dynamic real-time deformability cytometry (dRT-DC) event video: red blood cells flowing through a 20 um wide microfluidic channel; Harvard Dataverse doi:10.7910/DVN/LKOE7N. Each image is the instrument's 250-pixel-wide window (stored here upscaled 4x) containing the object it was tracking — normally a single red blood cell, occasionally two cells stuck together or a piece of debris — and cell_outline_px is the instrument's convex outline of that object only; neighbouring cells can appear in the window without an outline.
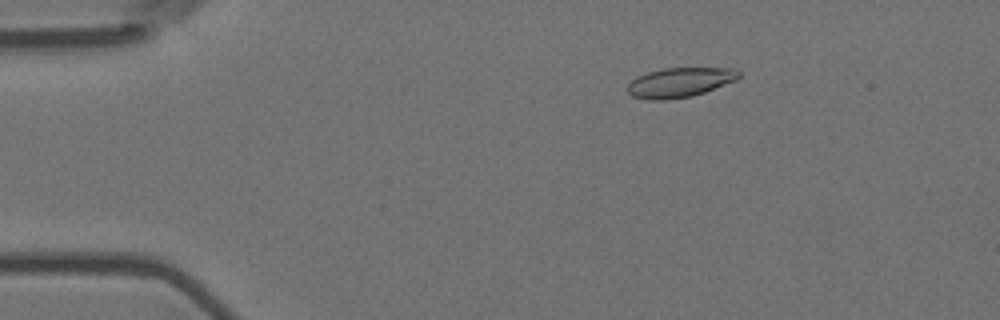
{"species": "Egyptian fruit bat (a non-hibernating species)", "species_latin": "Rousettus aegyptiacus", "temperature_condition": "room temperature", "stored_images_in_passage": 56, "camera_frame_rate_fps": 3000, "um_per_image_px": 0.085, "animal": {"sex": "female"}, "frame": {"image": 1, "passage_image": 10, "time_ms": 3.0, "image_size_px": [1000, 320], "cell_outline_px": [[740, 76], [736, 80], [704, 92], [692, 96], [668, 100], [648, 100], [632, 96], [628, 92], [628, 84], [636, 76], [648, 72], [664, 68], [736, 68], [740, 72]], "centroid_in_image_um": [57.77, 7.0], "position_along_channel_um": 27.2, "area_um2": 19.25}}
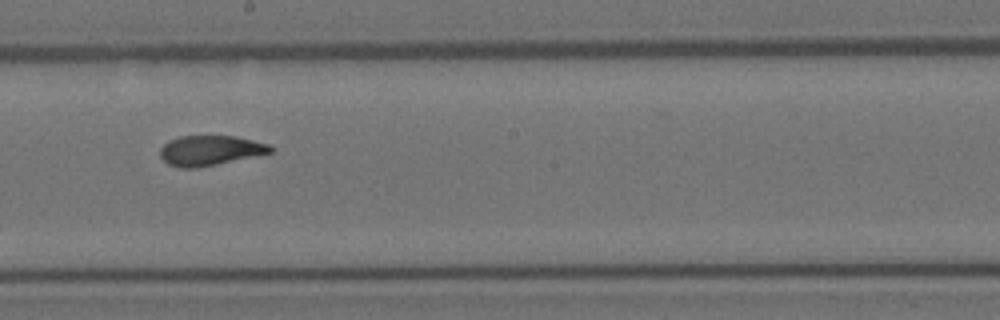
{"frame": {"image": 2, "passage_image": 32, "time_ms": 10.333, "image_size_px": [1000, 320], "cell_outline_px": [[272, 152], [216, 164], [196, 168], [180, 168], [168, 164], [160, 156], [160, 148], [168, 140], [180, 136], [236, 136], [268, 144], [272, 148]], "centroid_in_image_um": [17.81, 12.78], "position_along_channel_um": 230.4, "area_um2": 19.07}}
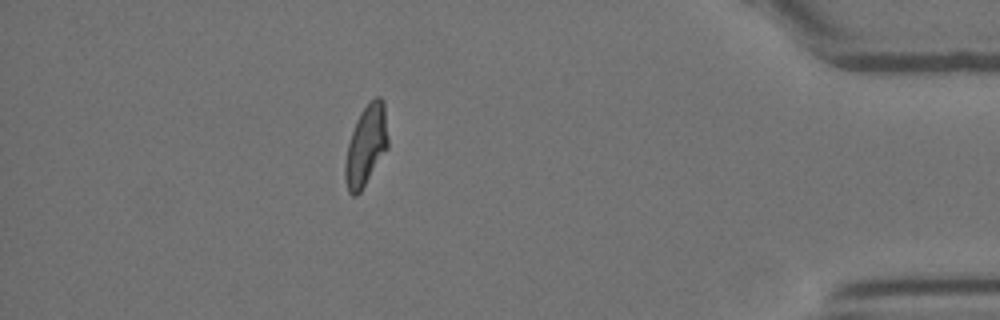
{"frame": {"image": 3, "passage_image": 50, "time_ms": 16.333, "image_size_px": [1000, 320], "cell_outline_px": [[388, 148], [360, 192], [356, 196], [352, 196], [348, 192], [344, 176], [344, 164], [348, 144], [356, 120], [360, 112], [376, 96], [380, 96], [384, 100], [388, 140]], "centroid_in_image_um": [31.11, 12.38], "position_along_channel_um": 404.1, "area_um2": 20.06}, "authors_computed_cell_mechanics": {"area_um2": 19.7676, "velocity_mm_per_s": 3.646, "shape_relaxation_time_tau1_ms": 5.6378, "shape_relaxation_time_tau2_ms": 1.1167, "deformation_change_tau1": 0.1842, "deformation_change_tau2": 0.0682}}